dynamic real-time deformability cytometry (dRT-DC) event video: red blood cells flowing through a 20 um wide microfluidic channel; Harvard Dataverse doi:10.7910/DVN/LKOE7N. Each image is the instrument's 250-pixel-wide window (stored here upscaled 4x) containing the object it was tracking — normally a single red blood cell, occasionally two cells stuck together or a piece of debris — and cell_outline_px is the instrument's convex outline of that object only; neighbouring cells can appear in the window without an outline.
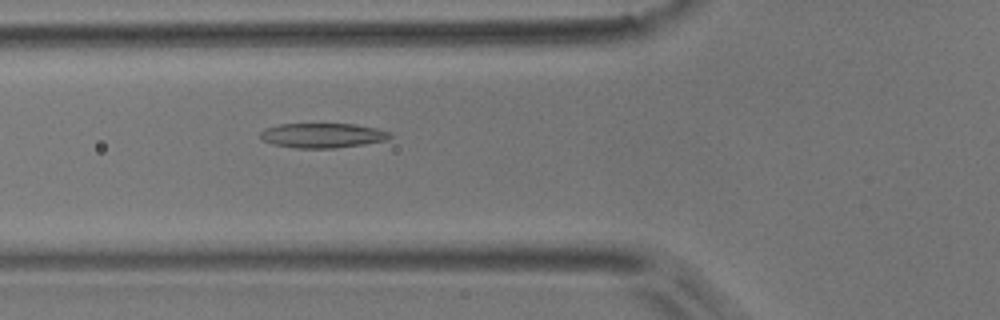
{"species": "common noctule bat (a hibernating species)", "species_latin": "Nyctalus noctula", "temperature_condition": "room temperature", "stored_images_in_passage": 43, "camera_frame_rate_fps": 3000, "um_per_image_px": 0.085, "animal": {"sex": "male", "body_mass_g": 17.9}, "frame": {"image": 1, "passage_image": 8, "time_ms": 2.333, "image_size_px": [1000, 320], "cell_outline_px": [[392, 136], [384, 140], [364, 144], [336, 148], [296, 148], [272, 144], [264, 140], [260, 136], [260, 132], [264, 128], [280, 124], [356, 124], [376, 128], [392, 132]], "centroid_in_image_um": [27.42, 11.51], "position_along_channel_um": 98.4, "area_um2": 18.67}}
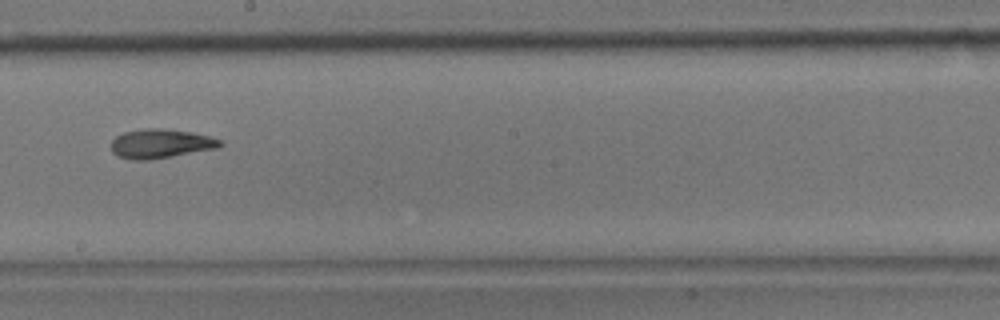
{"frame": {"image": 2, "passage_image": 19, "time_ms": 6.0, "image_size_px": [1000, 320], "cell_outline_px": [[224, 144], [216, 148], [172, 156], [148, 160], [132, 160], [116, 156], [112, 152], [112, 140], [116, 136], [124, 132], [144, 128], [160, 128], [192, 132], [224, 140]], "centroid_in_image_um": [13.65, 12.21], "position_along_channel_um": 234.6, "area_um2": 18.55}}
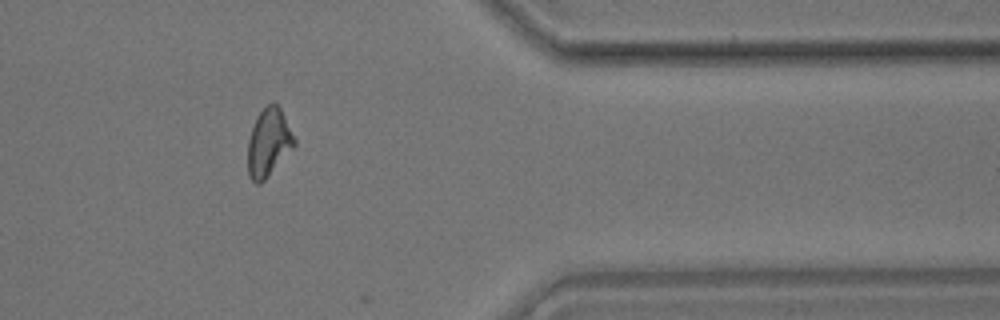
{"frame": {"image": 3, "passage_image": 33, "time_ms": 10.667, "image_size_px": [1000, 320], "cell_outline_px": [[296, 144], [264, 180], [260, 184], [256, 184], [248, 176], [248, 140], [256, 116], [272, 100], [276, 100], [296, 140]], "centroid_in_image_um": [22.82, 12.09], "position_along_channel_um": 388.6, "area_um2": 18.32}, "authors_computed_cell_mechanics": {"area_um2": 18.1492, "velocity_mm_per_s": 3.6933, "shape_relaxation_time_tau1_ms": null, "shape_relaxation_time_tau2_ms": 2.7931, "deformation_change_tau1": null, "deformation_change_tau2": 0.1083}}